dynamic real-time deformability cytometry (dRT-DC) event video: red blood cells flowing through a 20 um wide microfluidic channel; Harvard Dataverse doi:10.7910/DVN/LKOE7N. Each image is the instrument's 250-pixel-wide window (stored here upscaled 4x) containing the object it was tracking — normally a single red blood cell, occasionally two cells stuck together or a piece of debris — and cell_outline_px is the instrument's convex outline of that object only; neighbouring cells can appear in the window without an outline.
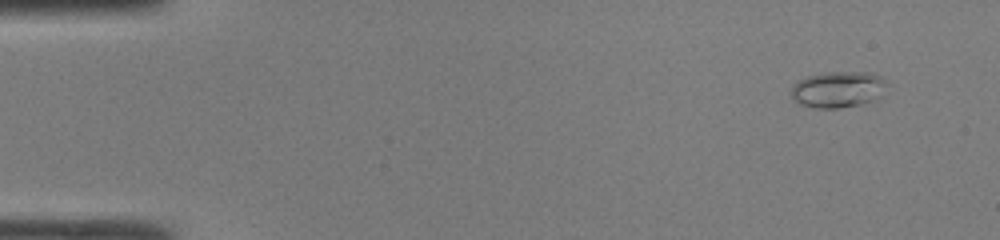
{"species": "common noctule bat (a hibernating species)", "species_latin": "Nyctalus noctula", "temperature_condition": "room temperature", "stored_images_in_passage": 45, "camera_frame_rate_fps": 3000, "um_per_image_px": 0.085, "animal": {"sex": "male", "body_mass_g": 19.0, "forearm_length_mm": 50.8}, "frame": {"image": 1, "passage_image": 1, "time_ms": 0.0, "image_size_px": [1000, 240], "cell_outline_px": [[884, 84], [880, 100], [840, 108], [812, 108], [800, 104], [792, 100], [792, 88], [796, 80], [808, 76], [824, 72], [868, 72], [880, 76], [884, 80]], "centroid_in_image_um": [71.2, 7.61], "position_along_channel_um": 13.8, "area_um2": 20.35}}
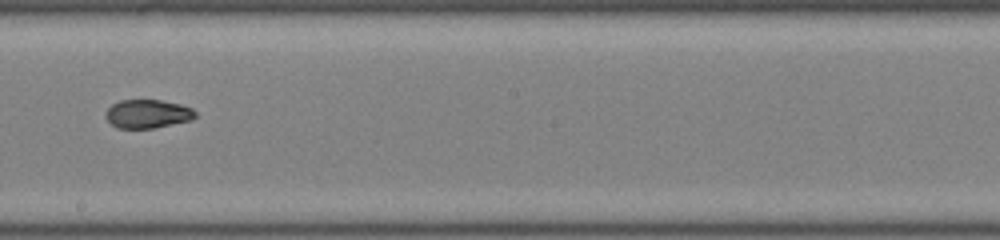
{"frame": {"image": 2, "passage_image": 25, "time_ms": 8.0, "image_size_px": [1000, 240], "cell_outline_px": [[196, 116], [192, 120], [152, 128], [116, 128], [104, 116], [104, 112], [112, 104], [120, 100], [160, 100], [180, 104], [192, 108], [196, 112]], "centroid_in_image_um": [12.53, 9.67], "position_along_channel_um": 235.7, "area_um2": 14.97}}
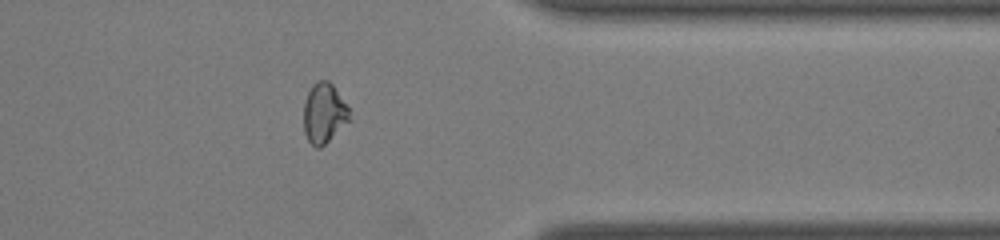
{"frame": {"image": 3, "passage_image": 36, "time_ms": 11.667, "image_size_px": [1000, 240], "cell_outline_px": [[352, 120], [320, 148], [316, 148], [308, 140], [304, 132], [304, 104], [308, 92], [312, 84], [316, 80], [328, 80], [332, 84], [348, 108]], "centroid_in_image_um": [27.55, 9.63], "position_along_channel_um": 383.9, "area_um2": 16.07}, "authors_computed_cell_mechanics": {"area_um2": 15.6638, "velocity_mm_per_s": 4.3054, "shape_relaxation_time_tau1_ms": 9.9913, "shape_relaxation_time_tau2_ms": 1.5486, "deformation_change_tau1": 0.2533, "deformation_change_tau2": 0.0505}}